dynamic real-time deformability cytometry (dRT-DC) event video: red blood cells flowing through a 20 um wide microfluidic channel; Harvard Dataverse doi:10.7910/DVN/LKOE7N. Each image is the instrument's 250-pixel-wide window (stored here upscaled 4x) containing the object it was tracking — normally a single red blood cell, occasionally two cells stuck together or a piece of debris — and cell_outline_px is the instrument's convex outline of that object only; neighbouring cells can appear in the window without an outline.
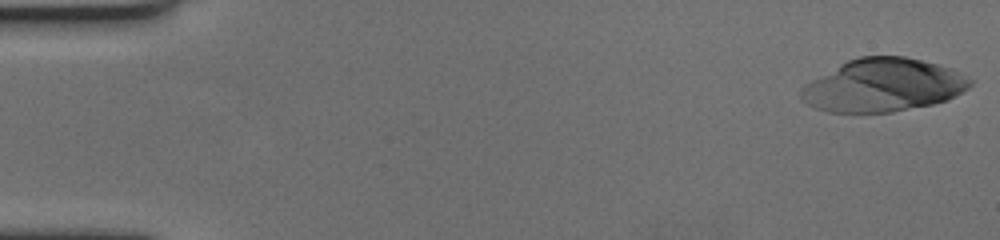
{"species": "human", "species_latin": "Homo sapiens", "temperature_condition": "cold", "stored_images_in_passage": 36, "camera_frame_rate_fps": 3000, "um_per_image_px": 0.085, "donor": {"sex": "female"}, "frame": {"image": 1, "passage_image": 1, "time_ms": 0.0, "image_size_px": [1000, 240], "cell_outline_px": [[972, 84], [968, 88], [956, 96], [948, 100], [932, 104], [892, 112], [828, 112], [816, 108], [800, 100], [800, 88], [804, 84], [840, 64], [848, 60], [860, 56], [904, 56], [940, 64], [952, 68], [960, 72], [972, 80]], "centroid_in_image_um": [75.07, 7.24], "position_along_channel_um": 9.9, "area_um2": 52.37}}